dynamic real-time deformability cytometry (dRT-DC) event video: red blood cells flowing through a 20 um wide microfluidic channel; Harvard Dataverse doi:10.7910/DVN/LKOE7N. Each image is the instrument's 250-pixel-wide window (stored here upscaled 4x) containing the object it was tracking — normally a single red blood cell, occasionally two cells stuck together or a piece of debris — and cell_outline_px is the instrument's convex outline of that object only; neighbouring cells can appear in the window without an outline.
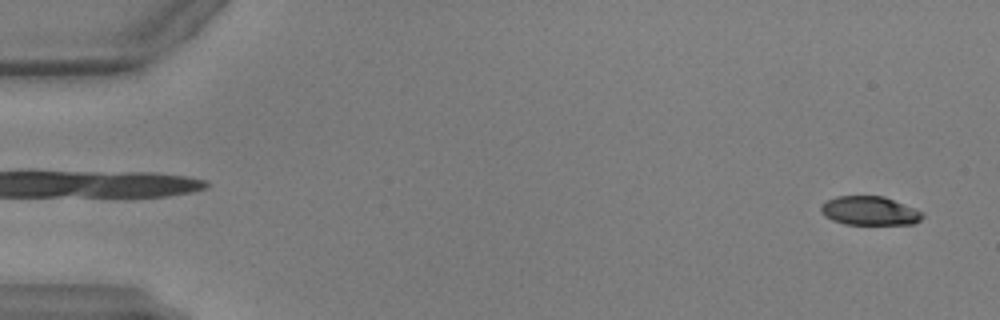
{"species": "common noctule bat (a hibernating species)", "species_latin": "Nyctalus noctula", "temperature_condition": "warm", "stored_images_in_passage": 8, "camera_frame_rate_fps": 3000, "um_per_image_px": 0.085, "animal": {"sex": "male", "body_mass_g": 17.9, "forearm_length_mm": 54.2}, "frame": {"image": 1, "passage_image": 2, "time_ms": 0.333, "image_size_px": [1000, 320], "cell_outline_px": [[924, 216], [920, 220], [912, 224], [844, 224], [832, 220], [824, 216], [820, 212], [820, 208], [828, 200], [836, 196], [884, 196], [924, 212]], "centroid_in_image_um": [73.92, 17.92], "position_along_channel_um": 11.1, "area_um2": 17.05}}